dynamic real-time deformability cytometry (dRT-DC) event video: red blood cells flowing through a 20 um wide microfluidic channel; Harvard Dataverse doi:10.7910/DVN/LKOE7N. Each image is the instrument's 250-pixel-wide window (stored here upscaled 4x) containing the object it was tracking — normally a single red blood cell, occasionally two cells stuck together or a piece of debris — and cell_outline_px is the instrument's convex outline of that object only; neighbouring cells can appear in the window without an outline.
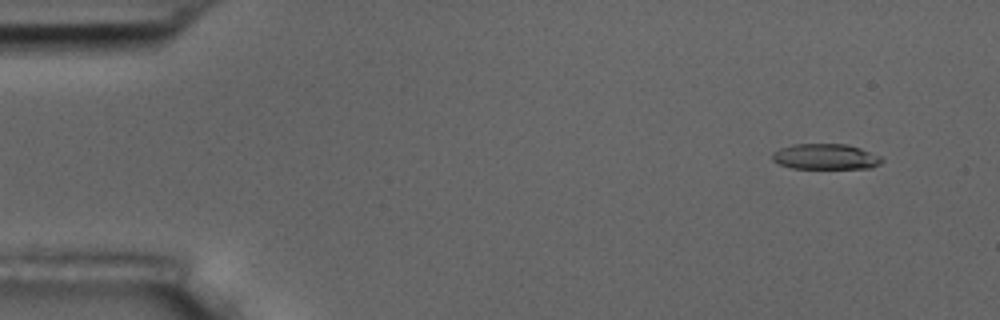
{"species": "common noctule bat (a hibernating species)", "species_latin": "Nyctalus noctula", "temperature_condition": "room temperature", "stored_images_in_passage": 4, "camera_frame_rate_fps": 3000, "um_per_image_px": 0.085, "animal": {"sex": "male", "body_mass_g": 17.5, "forearm_length_mm": 52.3}, "frame": {"image": 1, "passage_image": 1, "time_ms": 0.0, "image_size_px": [1000, 320], "cell_outline_px": [[884, 160], [880, 164], [872, 168], [792, 168], [780, 164], [772, 160], [772, 152], [780, 148], [792, 144], [848, 144], [860, 148], [880, 156]], "centroid_in_image_um": [70.17, 13.31], "position_along_channel_um": 14.8, "area_um2": 16.36}}
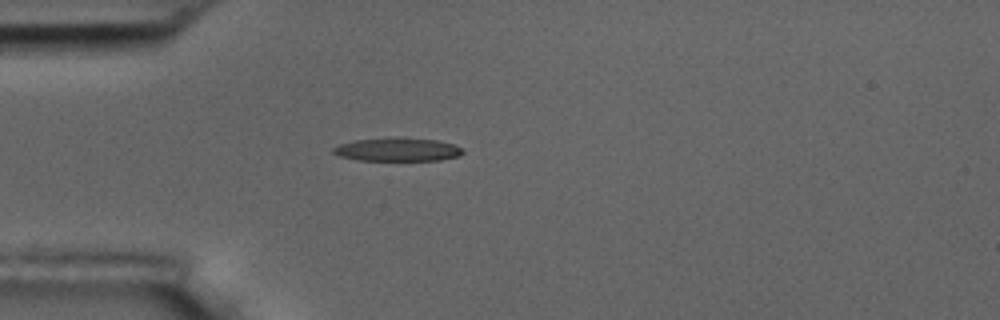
{"frame": {"image": 2, "passage_image": 4, "time_ms": 3.667, "image_size_px": [1000, 320], "cell_outline_px": [[464, 152], [460, 156], [440, 160], [356, 160], [340, 156], [332, 152], [332, 148], [340, 144], [356, 140], [388, 136], [404, 136], [436, 140], [456, 144], [464, 148]], "centroid_in_image_um": [33.84, 12.68], "position_along_channel_um": 51.2, "area_um2": 18.21}}